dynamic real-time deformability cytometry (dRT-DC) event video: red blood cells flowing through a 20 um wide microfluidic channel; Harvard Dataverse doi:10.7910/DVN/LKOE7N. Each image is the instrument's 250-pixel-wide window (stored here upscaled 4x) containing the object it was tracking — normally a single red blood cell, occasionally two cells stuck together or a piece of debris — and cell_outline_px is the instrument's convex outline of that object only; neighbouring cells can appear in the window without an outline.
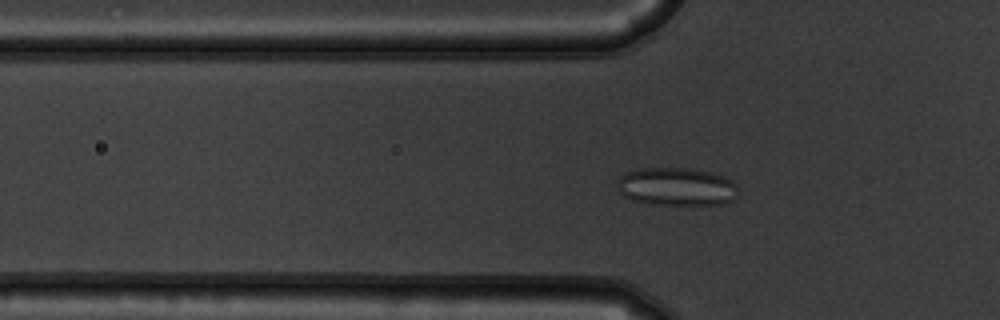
{"species": "common noctule bat (a hibernating species)", "species_latin": "Nyctalus noctula", "temperature_condition": "warm", "stored_images_in_passage": 41, "camera_frame_rate_fps": 3000, "um_per_image_px": 0.085, "animal": {"sex": "male", "body_mass_g": 19.5, "forearm_length_mm": 54.6}, "frame": {"image": 1, "passage_image": 4, "time_ms": 1.0, "image_size_px": [1000, 320], "cell_outline_px": [[736, 196], [732, 200], [720, 204], [648, 204], [632, 200], [616, 192], [616, 180], [624, 172], [644, 168], [688, 168], [708, 172], [724, 176], [732, 180], [736, 184]], "centroid_in_image_um": [57.43, 15.86], "position_along_channel_um": 68.4, "area_um2": 26.99}}
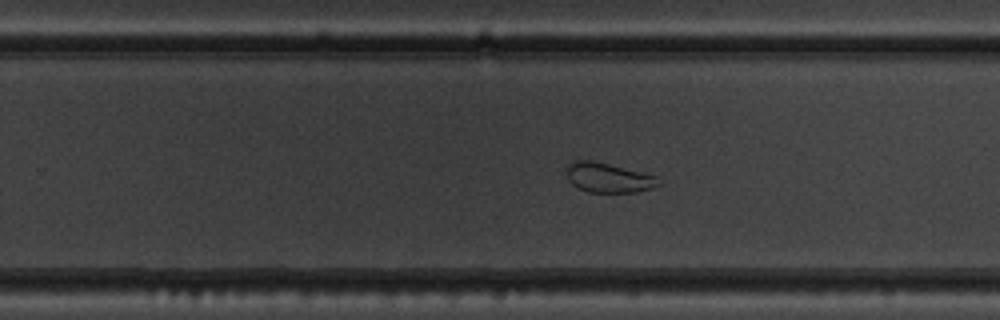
{"frame": {"image": 2, "passage_image": 21, "time_ms": 6.667, "image_size_px": [1000, 320], "cell_outline_px": [[664, 184], [652, 188], [636, 192], [588, 192], [572, 184], [568, 180], [568, 164], [572, 160], [592, 160], [656, 176]], "centroid_in_image_um": [51.74, 15.11], "position_along_channel_um": 278.1, "area_um2": 15.78}}
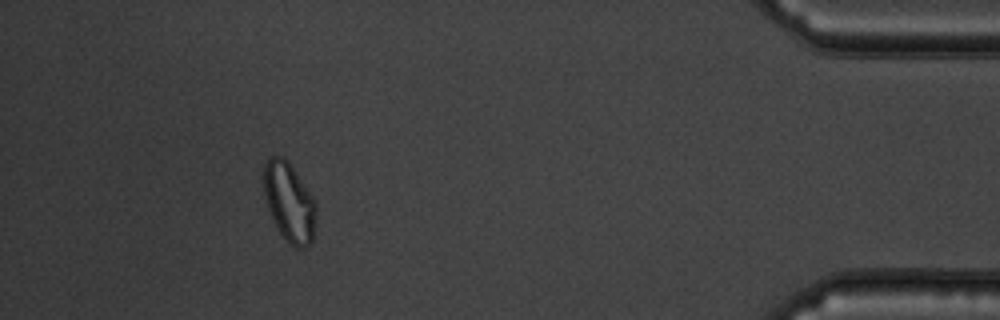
{"frame": {"image": 3, "passage_image": 36, "time_ms": 11.667, "image_size_px": [1000, 320], "cell_outline_px": [[316, 216], [312, 240], [308, 248], [296, 248], [280, 232], [268, 208], [264, 196], [264, 164], [268, 156], [284, 156], [288, 160], [316, 200]], "centroid_in_image_um": [24.6, 17.14], "position_along_channel_um": 410.6, "area_um2": 24.16}, "authors_computed_cell_mechanics": {"area_um2": 23.0622, "velocity_mm_per_s": 3.7188, "shape_relaxation_time_tau1_ms": null, "shape_relaxation_time_tau2_ms": 1.3798, "deformation_change_tau1": null, "deformation_change_tau2": 0.072}}